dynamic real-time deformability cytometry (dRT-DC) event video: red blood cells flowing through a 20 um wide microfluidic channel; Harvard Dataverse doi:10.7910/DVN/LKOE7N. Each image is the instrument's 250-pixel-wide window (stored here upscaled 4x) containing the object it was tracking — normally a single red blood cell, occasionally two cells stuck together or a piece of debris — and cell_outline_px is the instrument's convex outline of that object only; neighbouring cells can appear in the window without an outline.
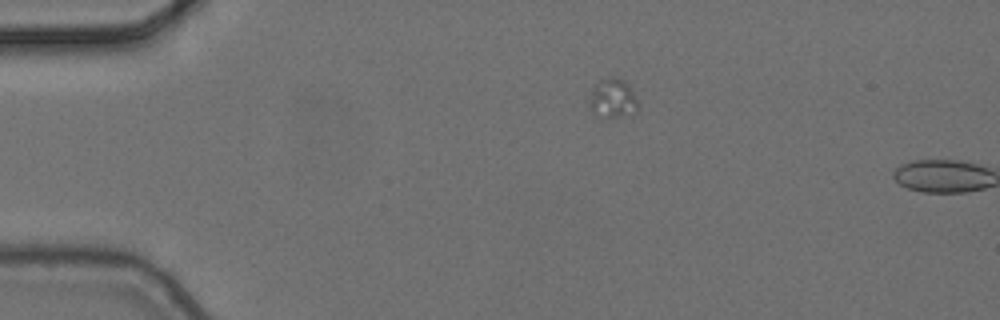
{"species": "common noctule bat (a hibernating species)", "species_latin": "Nyctalus noctula", "temperature_condition": "cold", "stored_images_in_passage": 2, "camera_frame_rate_fps": 3000, "um_per_image_px": 0.085, "animal": {"sex": "female", "body_mass_g": 24.6, "forearm_length_mm": 56.2}, "frame": {"image": 1, "passage_image": 1, "time_ms": 0.0, "image_size_px": [1000, 320], "cell_outline_px": [[636, 112], [632, 116], [608, 120], [592, 112], [588, 108], [588, 104], [592, 88], [600, 80], [608, 76], [616, 76], [624, 80], [628, 84], [636, 100]], "centroid_in_image_um": [52.05, 8.41], "position_along_channel_um": 32.9, "area_um2": 11.62}}